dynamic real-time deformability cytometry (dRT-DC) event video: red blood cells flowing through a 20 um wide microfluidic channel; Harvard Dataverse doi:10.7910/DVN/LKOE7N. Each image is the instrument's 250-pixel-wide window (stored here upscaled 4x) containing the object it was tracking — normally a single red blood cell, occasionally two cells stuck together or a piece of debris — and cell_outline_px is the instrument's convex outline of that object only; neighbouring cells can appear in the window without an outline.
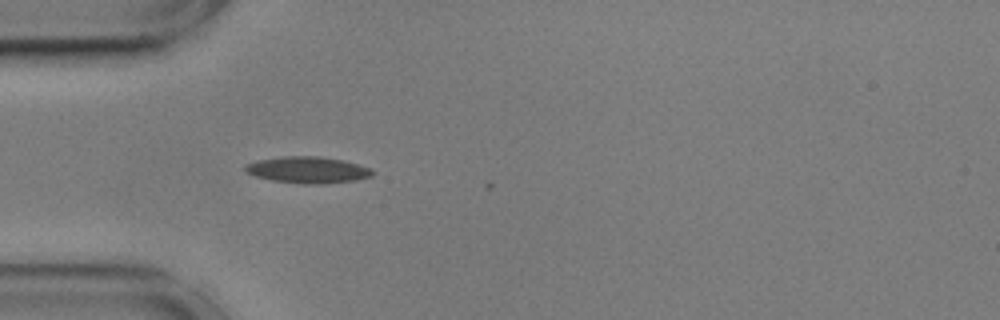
{"species": "common noctule bat (a hibernating species)", "species_latin": "Nyctalus noctula", "temperature_condition": "cold", "stored_images_in_passage": 6, "camera_frame_rate_fps": 3000, "um_per_image_px": 0.085, "animal": {"sex": "male", "body_mass_g": 17.9, "forearm_length_mm": 54.2}, "frame": {"image": 1, "passage_image": 3, "time_ms": 0.667, "image_size_px": [1000, 320], "cell_outline_px": [[376, 172], [372, 176], [356, 180], [324, 184], [300, 184], [272, 180], [256, 176], [248, 172], [244, 168], [244, 164], [256, 160], [284, 156], [320, 156], [344, 160], [372, 168]], "centroid_in_image_um": [26.2, 14.44], "position_along_channel_um": 58.8, "area_um2": 19.88}}